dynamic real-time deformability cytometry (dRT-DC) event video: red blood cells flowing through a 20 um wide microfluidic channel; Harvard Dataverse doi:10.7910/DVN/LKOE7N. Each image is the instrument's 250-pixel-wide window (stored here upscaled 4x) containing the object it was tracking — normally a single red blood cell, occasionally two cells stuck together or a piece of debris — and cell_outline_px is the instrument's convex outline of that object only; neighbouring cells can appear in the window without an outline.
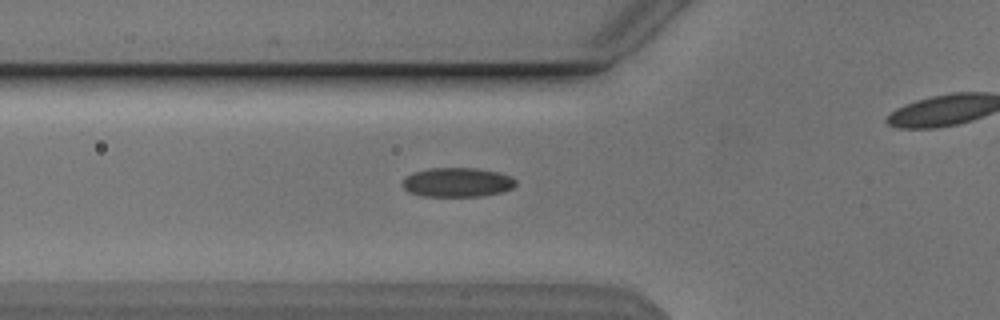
{"species": "Egyptian fruit bat (a non-hibernating species)", "species_latin": "Rousettus aegyptiacus", "temperature_condition": "cold", "stored_images_in_passage": 39, "camera_frame_rate_fps": 3000, "um_per_image_px": 0.085, "animal": {"sex": "male"}, "frame": {"image": 1, "passage_image": 12, "time_ms": 3.667, "image_size_px": [1000, 320], "cell_outline_px": [[516, 184], [512, 188], [504, 192], [484, 196], [424, 196], [408, 192], [400, 184], [404, 176], [412, 172], [428, 168], [476, 168], [496, 172], [512, 176], [516, 180]], "centroid_in_image_um": [38.84, 15.49], "position_along_channel_um": 87.0, "area_um2": 19.65}}
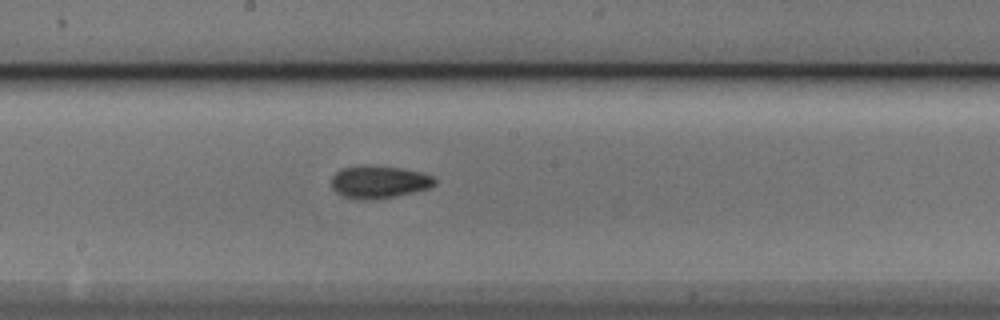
{"frame": {"image": 2, "passage_image": 22, "time_ms": 7.0, "image_size_px": [1000, 320], "cell_outline_px": [[436, 184], [428, 188], [396, 196], [368, 200], [360, 200], [344, 196], [336, 192], [332, 188], [332, 176], [340, 168], [360, 164], [368, 164], [400, 168], [420, 172], [432, 176], [436, 180]], "centroid_in_image_um": [32.17, 15.44], "position_along_channel_um": 216.0, "area_um2": 19.77}}
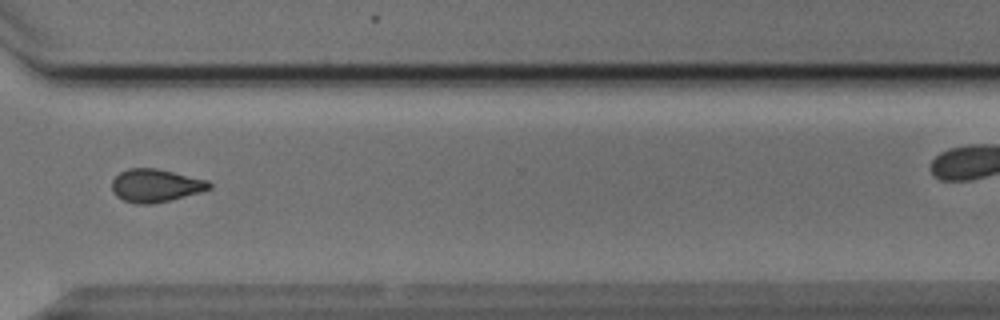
{"frame": {"image": 3, "passage_image": 33, "time_ms": 10.667, "image_size_px": [1000, 320], "cell_outline_px": [[212, 188], [200, 192], [152, 204], [136, 204], [124, 200], [116, 196], [112, 188], [112, 180], [120, 172], [128, 168], [156, 168], [208, 180], [212, 184]], "centroid_in_image_um": [13.22, 15.76], "position_along_channel_um": 357.4, "area_um2": 18.61}}